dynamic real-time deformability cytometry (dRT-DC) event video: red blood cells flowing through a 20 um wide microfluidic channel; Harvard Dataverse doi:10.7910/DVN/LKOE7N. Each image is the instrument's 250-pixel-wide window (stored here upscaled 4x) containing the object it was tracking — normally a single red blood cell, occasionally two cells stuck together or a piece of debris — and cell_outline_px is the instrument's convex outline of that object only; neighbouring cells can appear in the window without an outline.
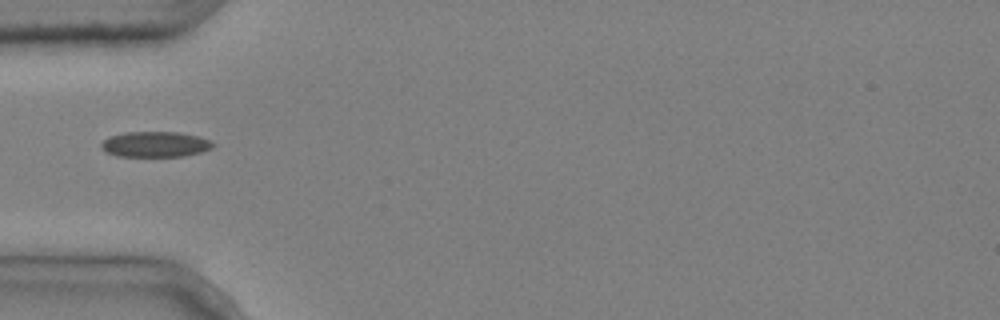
{"species": "common noctule bat (a hibernating species)", "species_latin": "Nyctalus noctula", "temperature_condition": "cold", "stored_images_in_passage": 1, "camera_frame_rate_fps": 3000, "um_per_image_px": 0.085, "animal": {"sex": "male", "body_mass_g": 20.4}, "frame": {"image": 1, "passage_image": 1, "time_ms": 0.0, "image_size_px": [1000, 320], "cell_outline_px": [[216, 144], [212, 148], [200, 152], [184, 156], [116, 156], [104, 152], [100, 148], [100, 144], [108, 136], [124, 132], [180, 132], [200, 136]], "centroid_in_image_um": [13.16, 12.26], "position_along_channel_um": 71.8, "area_um2": 16.82}}